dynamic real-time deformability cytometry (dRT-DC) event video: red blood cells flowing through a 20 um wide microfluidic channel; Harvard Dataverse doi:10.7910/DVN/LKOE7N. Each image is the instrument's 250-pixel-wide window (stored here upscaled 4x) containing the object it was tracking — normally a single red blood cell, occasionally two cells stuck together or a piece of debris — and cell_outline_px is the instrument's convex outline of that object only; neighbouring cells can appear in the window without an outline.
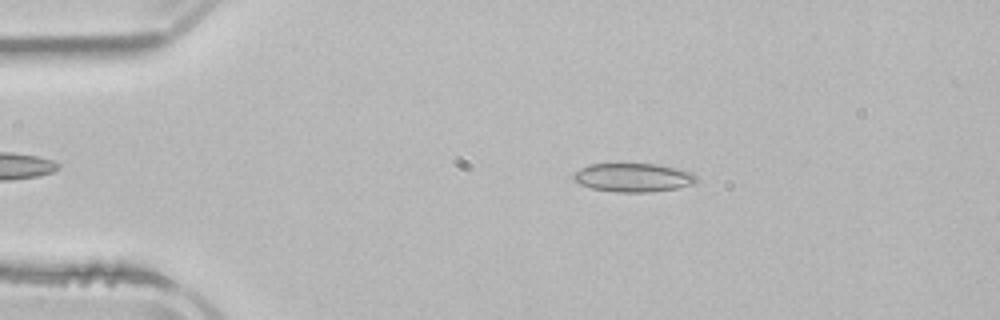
{"species": "common noctule bat (a hibernating species)", "species_latin": "Nyctalus noctula", "temperature_condition": "room temperature", "stored_images_in_passage": 4, "camera_frame_rate_fps": 3000, "um_per_image_px": 0.085, "animal": {"sex": "male", "body_mass_g": 21.5, "forearm_length_mm": 52.0}, "frame": {"image": 1, "passage_image": 3, "time_ms": 3.667, "image_size_px": [1000, 320], "cell_outline_px": [[696, 180], [692, 184], [676, 188], [652, 192], [616, 192], [592, 188], [580, 184], [572, 180], [572, 172], [580, 168], [592, 164], [656, 164], [692, 172], [696, 176]], "centroid_in_image_um": [53.77, 15.09], "position_along_channel_um": 31.2, "area_um2": 20.46}}